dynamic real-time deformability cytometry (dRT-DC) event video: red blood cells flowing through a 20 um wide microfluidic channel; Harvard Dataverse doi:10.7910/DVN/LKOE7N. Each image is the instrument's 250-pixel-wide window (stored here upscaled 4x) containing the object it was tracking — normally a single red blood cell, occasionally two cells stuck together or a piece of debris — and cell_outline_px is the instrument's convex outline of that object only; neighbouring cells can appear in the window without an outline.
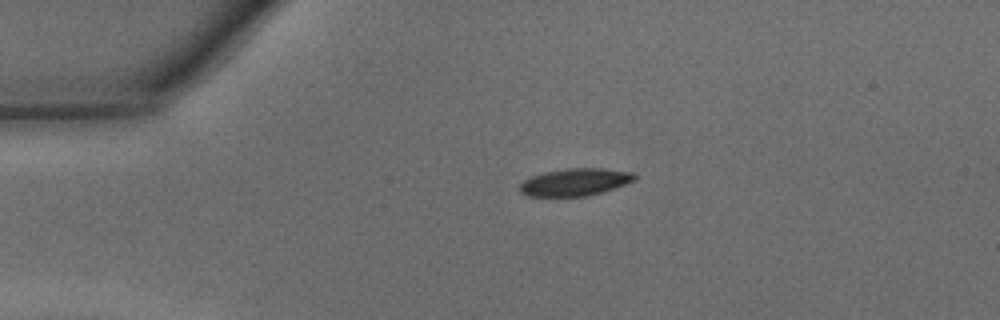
{"species": "common noctule bat (a hibernating species)", "species_latin": "Nyctalus noctula", "temperature_condition": "warm", "stored_images_in_passage": 37, "camera_frame_rate_fps": 3000, "um_per_image_px": 0.085, "animal": {"sex": "male", "body_mass_g": 15.6}, "frame": {"image": 1, "passage_image": 1, "time_ms": 0.0, "image_size_px": [1000, 320], "cell_outline_px": [[636, 180], [604, 192], [588, 196], [528, 196], [520, 192], [520, 184], [524, 180], [532, 176], [544, 172], [568, 168], [600, 168], [632, 172], [636, 176]], "centroid_in_image_um": [48.89, 15.48], "position_along_channel_um": 36.1, "area_um2": 18.32}}
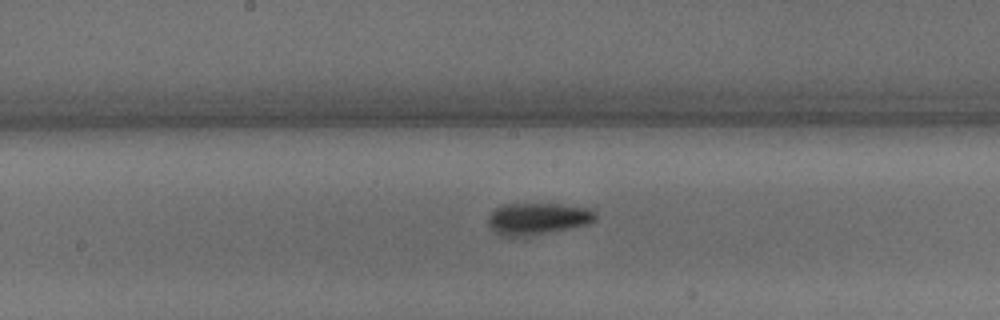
{"frame": {"image": 2, "passage_image": 15, "time_ms": 4.667, "image_size_px": [1000, 320], "cell_outline_px": [[596, 220], [588, 224], [548, 232], [524, 236], [504, 236], [496, 232], [488, 224], [488, 216], [496, 208], [504, 204], [560, 204], [592, 208], [596, 212]], "centroid_in_image_um": [45.73, 18.57], "position_along_channel_um": 202.5, "area_um2": 19.71}}
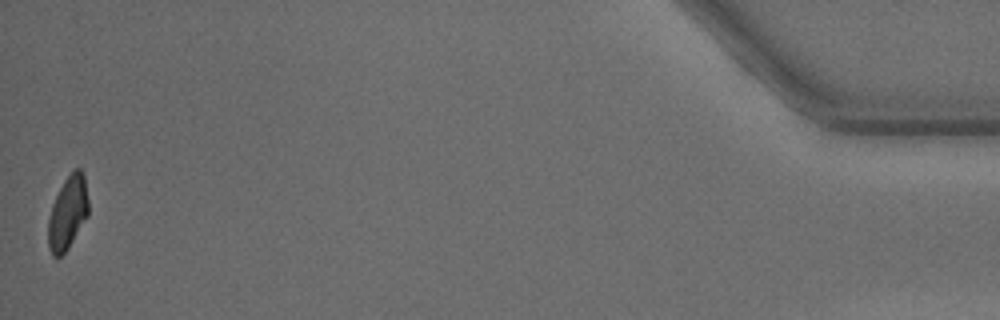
{"frame": {"image": 3, "passage_image": 37, "time_ms": 12.0, "image_size_px": [1000, 320], "cell_outline_px": [[88, 216], [68, 248], [60, 256], [52, 256], [48, 248], [48, 220], [52, 204], [64, 180], [72, 168], [80, 168], [84, 176], [88, 200]], "centroid_in_image_um": [5.75, 18.07], "position_along_channel_um": 429.4, "area_um2": 17.22}, "authors_computed_cell_mechanics": {"area_um2": 18.6694, "velocity_mm_per_s": 4.3499, "shape_relaxation_time_tau1_ms": 2.5388, "shape_relaxation_time_tau2_ms": 4.4249, "deformation_change_tau1": 0.1261, "deformation_change_tau2": 0.1168}}